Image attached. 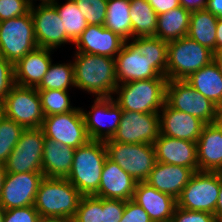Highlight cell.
I'll list each match as a JSON object with an SVG mask.
<instances>
[{
    "label": "cell",
    "mask_w": 222,
    "mask_h": 222,
    "mask_svg": "<svg viewBox=\"0 0 222 222\" xmlns=\"http://www.w3.org/2000/svg\"><path fill=\"white\" fill-rule=\"evenodd\" d=\"M88 25H103L107 0H74Z\"/></svg>",
    "instance_id": "obj_38"
},
{
    "label": "cell",
    "mask_w": 222,
    "mask_h": 222,
    "mask_svg": "<svg viewBox=\"0 0 222 222\" xmlns=\"http://www.w3.org/2000/svg\"><path fill=\"white\" fill-rule=\"evenodd\" d=\"M82 196L66 178L44 177L33 206L40 216L74 218Z\"/></svg>",
    "instance_id": "obj_4"
},
{
    "label": "cell",
    "mask_w": 222,
    "mask_h": 222,
    "mask_svg": "<svg viewBox=\"0 0 222 222\" xmlns=\"http://www.w3.org/2000/svg\"><path fill=\"white\" fill-rule=\"evenodd\" d=\"M165 102L171 108L193 115L205 124L217 122L218 107L186 80L167 81Z\"/></svg>",
    "instance_id": "obj_9"
},
{
    "label": "cell",
    "mask_w": 222,
    "mask_h": 222,
    "mask_svg": "<svg viewBox=\"0 0 222 222\" xmlns=\"http://www.w3.org/2000/svg\"><path fill=\"white\" fill-rule=\"evenodd\" d=\"M220 191V172L196 171L177 199V206L215 215Z\"/></svg>",
    "instance_id": "obj_8"
},
{
    "label": "cell",
    "mask_w": 222,
    "mask_h": 222,
    "mask_svg": "<svg viewBox=\"0 0 222 222\" xmlns=\"http://www.w3.org/2000/svg\"><path fill=\"white\" fill-rule=\"evenodd\" d=\"M75 88L95 98L112 97L118 86L115 58L89 53H74Z\"/></svg>",
    "instance_id": "obj_1"
},
{
    "label": "cell",
    "mask_w": 222,
    "mask_h": 222,
    "mask_svg": "<svg viewBox=\"0 0 222 222\" xmlns=\"http://www.w3.org/2000/svg\"><path fill=\"white\" fill-rule=\"evenodd\" d=\"M6 173L7 172H6L5 164L0 162V195L2 192V187H3Z\"/></svg>",
    "instance_id": "obj_52"
},
{
    "label": "cell",
    "mask_w": 222,
    "mask_h": 222,
    "mask_svg": "<svg viewBox=\"0 0 222 222\" xmlns=\"http://www.w3.org/2000/svg\"><path fill=\"white\" fill-rule=\"evenodd\" d=\"M125 40L103 25H88L73 43L74 53H89L115 58Z\"/></svg>",
    "instance_id": "obj_18"
},
{
    "label": "cell",
    "mask_w": 222,
    "mask_h": 222,
    "mask_svg": "<svg viewBox=\"0 0 222 222\" xmlns=\"http://www.w3.org/2000/svg\"><path fill=\"white\" fill-rule=\"evenodd\" d=\"M160 134L197 142L204 126L202 120L171 108L166 102L159 112Z\"/></svg>",
    "instance_id": "obj_19"
},
{
    "label": "cell",
    "mask_w": 222,
    "mask_h": 222,
    "mask_svg": "<svg viewBox=\"0 0 222 222\" xmlns=\"http://www.w3.org/2000/svg\"><path fill=\"white\" fill-rule=\"evenodd\" d=\"M153 10L159 15L180 6L179 0H147Z\"/></svg>",
    "instance_id": "obj_45"
},
{
    "label": "cell",
    "mask_w": 222,
    "mask_h": 222,
    "mask_svg": "<svg viewBox=\"0 0 222 222\" xmlns=\"http://www.w3.org/2000/svg\"><path fill=\"white\" fill-rule=\"evenodd\" d=\"M156 161L199 171L196 142L159 134L154 142Z\"/></svg>",
    "instance_id": "obj_21"
},
{
    "label": "cell",
    "mask_w": 222,
    "mask_h": 222,
    "mask_svg": "<svg viewBox=\"0 0 222 222\" xmlns=\"http://www.w3.org/2000/svg\"><path fill=\"white\" fill-rule=\"evenodd\" d=\"M90 110L81 107L86 130L90 140L105 141L115 134L123 110L115 103L113 97H99L92 100Z\"/></svg>",
    "instance_id": "obj_14"
},
{
    "label": "cell",
    "mask_w": 222,
    "mask_h": 222,
    "mask_svg": "<svg viewBox=\"0 0 222 222\" xmlns=\"http://www.w3.org/2000/svg\"><path fill=\"white\" fill-rule=\"evenodd\" d=\"M39 212L33 205L5 210L3 222H38Z\"/></svg>",
    "instance_id": "obj_42"
},
{
    "label": "cell",
    "mask_w": 222,
    "mask_h": 222,
    "mask_svg": "<svg viewBox=\"0 0 222 222\" xmlns=\"http://www.w3.org/2000/svg\"><path fill=\"white\" fill-rule=\"evenodd\" d=\"M45 136L41 128L25 129L5 164L7 173L42 172Z\"/></svg>",
    "instance_id": "obj_12"
},
{
    "label": "cell",
    "mask_w": 222,
    "mask_h": 222,
    "mask_svg": "<svg viewBox=\"0 0 222 222\" xmlns=\"http://www.w3.org/2000/svg\"><path fill=\"white\" fill-rule=\"evenodd\" d=\"M133 201L148 213L153 222H170L177 207V200L158 191L148 183L137 182Z\"/></svg>",
    "instance_id": "obj_22"
},
{
    "label": "cell",
    "mask_w": 222,
    "mask_h": 222,
    "mask_svg": "<svg viewBox=\"0 0 222 222\" xmlns=\"http://www.w3.org/2000/svg\"><path fill=\"white\" fill-rule=\"evenodd\" d=\"M75 88L74 67L72 61L67 63H53L49 65L43 80L36 88L38 91L42 90H62L69 91Z\"/></svg>",
    "instance_id": "obj_32"
},
{
    "label": "cell",
    "mask_w": 222,
    "mask_h": 222,
    "mask_svg": "<svg viewBox=\"0 0 222 222\" xmlns=\"http://www.w3.org/2000/svg\"><path fill=\"white\" fill-rule=\"evenodd\" d=\"M215 216L218 222H222V172H220V191L216 204Z\"/></svg>",
    "instance_id": "obj_48"
},
{
    "label": "cell",
    "mask_w": 222,
    "mask_h": 222,
    "mask_svg": "<svg viewBox=\"0 0 222 222\" xmlns=\"http://www.w3.org/2000/svg\"><path fill=\"white\" fill-rule=\"evenodd\" d=\"M38 222H75L71 217H44L40 216Z\"/></svg>",
    "instance_id": "obj_50"
},
{
    "label": "cell",
    "mask_w": 222,
    "mask_h": 222,
    "mask_svg": "<svg viewBox=\"0 0 222 222\" xmlns=\"http://www.w3.org/2000/svg\"><path fill=\"white\" fill-rule=\"evenodd\" d=\"M38 47L31 12L0 21V56L15 64Z\"/></svg>",
    "instance_id": "obj_7"
},
{
    "label": "cell",
    "mask_w": 222,
    "mask_h": 222,
    "mask_svg": "<svg viewBox=\"0 0 222 222\" xmlns=\"http://www.w3.org/2000/svg\"><path fill=\"white\" fill-rule=\"evenodd\" d=\"M167 81L161 76L118 84L112 97L122 110L159 113L165 104Z\"/></svg>",
    "instance_id": "obj_3"
},
{
    "label": "cell",
    "mask_w": 222,
    "mask_h": 222,
    "mask_svg": "<svg viewBox=\"0 0 222 222\" xmlns=\"http://www.w3.org/2000/svg\"><path fill=\"white\" fill-rule=\"evenodd\" d=\"M43 178L42 172L6 173L0 195V206L9 210L34 205Z\"/></svg>",
    "instance_id": "obj_16"
},
{
    "label": "cell",
    "mask_w": 222,
    "mask_h": 222,
    "mask_svg": "<svg viewBox=\"0 0 222 222\" xmlns=\"http://www.w3.org/2000/svg\"><path fill=\"white\" fill-rule=\"evenodd\" d=\"M218 17L206 9L192 11L187 36L216 53Z\"/></svg>",
    "instance_id": "obj_29"
},
{
    "label": "cell",
    "mask_w": 222,
    "mask_h": 222,
    "mask_svg": "<svg viewBox=\"0 0 222 222\" xmlns=\"http://www.w3.org/2000/svg\"><path fill=\"white\" fill-rule=\"evenodd\" d=\"M132 39L155 36L158 14L147 0H130Z\"/></svg>",
    "instance_id": "obj_31"
},
{
    "label": "cell",
    "mask_w": 222,
    "mask_h": 222,
    "mask_svg": "<svg viewBox=\"0 0 222 222\" xmlns=\"http://www.w3.org/2000/svg\"><path fill=\"white\" fill-rule=\"evenodd\" d=\"M27 0H0V21L21 17L30 12Z\"/></svg>",
    "instance_id": "obj_39"
},
{
    "label": "cell",
    "mask_w": 222,
    "mask_h": 222,
    "mask_svg": "<svg viewBox=\"0 0 222 222\" xmlns=\"http://www.w3.org/2000/svg\"><path fill=\"white\" fill-rule=\"evenodd\" d=\"M58 1L53 0L51 4L62 19L66 36L74 43L88 27V23L74 0H66L62 5Z\"/></svg>",
    "instance_id": "obj_34"
},
{
    "label": "cell",
    "mask_w": 222,
    "mask_h": 222,
    "mask_svg": "<svg viewBox=\"0 0 222 222\" xmlns=\"http://www.w3.org/2000/svg\"><path fill=\"white\" fill-rule=\"evenodd\" d=\"M196 148L199 171L222 172V127L217 122L204 126Z\"/></svg>",
    "instance_id": "obj_24"
},
{
    "label": "cell",
    "mask_w": 222,
    "mask_h": 222,
    "mask_svg": "<svg viewBox=\"0 0 222 222\" xmlns=\"http://www.w3.org/2000/svg\"><path fill=\"white\" fill-rule=\"evenodd\" d=\"M216 31V52H220L222 51V18H218Z\"/></svg>",
    "instance_id": "obj_49"
},
{
    "label": "cell",
    "mask_w": 222,
    "mask_h": 222,
    "mask_svg": "<svg viewBox=\"0 0 222 222\" xmlns=\"http://www.w3.org/2000/svg\"><path fill=\"white\" fill-rule=\"evenodd\" d=\"M103 26L118 34L125 41L132 39L130 0H107Z\"/></svg>",
    "instance_id": "obj_30"
},
{
    "label": "cell",
    "mask_w": 222,
    "mask_h": 222,
    "mask_svg": "<svg viewBox=\"0 0 222 222\" xmlns=\"http://www.w3.org/2000/svg\"><path fill=\"white\" fill-rule=\"evenodd\" d=\"M185 80L218 108L222 106V76L213 61Z\"/></svg>",
    "instance_id": "obj_27"
},
{
    "label": "cell",
    "mask_w": 222,
    "mask_h": 222,
    "mask_svg": "<svg viewBox=\"0 0 222 222\" xmlns=\"http://www.w3.org/2000/svg\"><path fill=\"white\" fill-rule=\"evenodd\" d=\"M205 9L218 18H222V0H207Z\"/></svg>",
    "instance_id": "obj_47"
},
{
    "label": "cell",
    "mask_w": 222,
    "mask_h": 222,
    "mask_svg": "<svg viewBox=\"0 0 222 222\" xmlns=\"http://www.w3.org/2000/svg\"><path fill=\"white\" fill-rule=\"evenodd\" d=\"M38 93L44 116L67 113L76 108L71 103L69 91L42 90Z\"/></svg>",
    "instance_id": "obj_35"
},
{
    "label": "cell",
    "mask_w": 222,
    "mask_h": 222,
    "mask_svg": "<svg viewBox=\"0 0 222 222\" xmlns=\"http://www.w3.org/2000/svg\"><path fill=\"white\" fill-rule=\"evenodd\" d=\"M213 62L217 66L219 73L222 76V51L213 53Z\"/></svg>",
    "instance_id": "obj_51"
},
{
    "label": "cell",
    "mask_w": 222,
    "mask_h": 222,
    "mask_svg": "<svg viewBox=\"0 0 222 222\" xmlns=\"http://www.w3.org/2000/svg\"><path fill=\"white\" fill-rule=\"evenodd\" d=\"M217 123L222 127V106L218 108Z\"/></svg>",
    "instance_id": "obj_53"
},
{
    "label": "cell",
    "mask_w": 222,
    "mask_h": 222,
    "mask_svg": "<svg viewBox=\"0 0 222 222\" xmlns=\"http://www.w3.org/2000/svg\"><path fill=\"white\" fill-rule=\"evenodd\" d=\"M131 41L139 48L140 54L152 62V67L161 76H166L168 42L156 36L137 37Z\"/></svg>",
    "instance_id": "obj_33"
},
{
    "label": "cell",
    "mask_w": 222,
    "mask_h": 222,
    "mask_svg": "<svg viewBox=\"0 0 222 222\" xmlns=\"http://www.w3.org/2000/svg\"><path fill=\"white\" fill-rule=\"evenodd\" d=\"M191 11L179 6L158 15L155 36L170 42L186 37L189 30Z\"/></svg>",
    "instance_id": "obj_28"
},
{
    "label": "cell",
    "mask_w": 222,
    "mask_h": 222,
    "mask_svg": "<svg viewBox=\"0 0 222 222\" xmlns=\"http://www.w3.org/2000/svg\"><path fill=\"white\" fill-rule=\"evenodd\" d=\"M4 214H5V209L2 206H0V222H3Z\"/></svg>",
    "instance_id": "obj_56"
},
{
    "label": "cell",
    "mask_w": 222,
    "mask_h": 222,
    "mask_svg": "<svg viewBox=\"0 0 222 222\" xmlns=\"http://www.w3.org/2000/svg\"><path fill=\"white\" fill-rule=\"evenodd\" d=\"M193 173L191 168L157 162L145 182L177 200Z\"/></svg>",
    "instance_id": "obj_25"
},
{
    "label": "cell",
    "mask_w": 222,
    "mask_h": 222,
    "mask_svg": "<svg viewBox=\"0 0 222 222\" xmlns=\"http://www.w3.org/2000/svg\"><path fill=\"white\" fill-rule=\"evenodd\" d=\"M31 5L36 4V1H39V4L42 3H51L53 0H27Z\"/></svg>",
    "instance_id": "obj_54"
},
{
    "label": "cell",
    "mask_w": 222,
    "mask_h": 222,
    "mask_svg": "<svg viewBox=\"0 0 222 222\" xmlns=\"http://www.w3.org/2000/svg\"><path fill=\"white\" fill-rule=\"evenodd\" d=\"M4 116L25 129L40 128L44 121L41 100L36 88L15 84L3 101Z\"/></svg>",
    "instance_id": "obj_10"
},
{
    "label": "cell",
    "mask_w": 222,
    "mask_h": 222,
    "mask_svg": "<svg viewBox=\"0 0 222 222\" xmlns=\"http://www.w3.org/2000/svg\"><path fill=\"white\" fill-rule=\"evenodd\" d=\"M104 141L89 140L75 149L72 168L66 179L83 195L98 192L101 173L107 158Z\"/></svg>",
    "instance_id": "obj_2"
},
{
    "label": "cell",
    "mask_w": 222,
    "mask_h": 222,
    "mask_svg": "<svg viewBox=\"0 0 222 222\" xmlns=\"http://www.w3.org/2000/svg\"><path fill=\"white\" fill-rule=\"evenodd\" d=\"M75 149L45 138L42 157L44 177L66 178L71 171Z\"/></svg>",
    "instance_id": "obj_26"
},
{
    "label": "cell",
    "mask_w": 222,
    "mask_h": 222,
    "mask_svg": "<svg viewBox=\"0 0 222 222\" xmlns=\"http://www.w3.org/2000/svg\"><path fill=\"white\" fill-rule=\"evenodd\" d=\"M120 222H153L148 213L135 201H125V209Z\"/></svg>",
    "instance_id": "obj_43"
},
{
    "label": "cell",
    "mask_w": 222,
    "mask_h": 222,
    "mask_svg": "<svg viewBox=\"0 0 222 222\" xmlns=\"http://www.w3.org/2000/svg\"><path fill=\"white\" fill-rule=\"evenodd\" d=\"M136 180L108 157L105 160L98 192L94 195L105 199H133Z\"/></svg>",
    "instance_id": "obj_20"
},
{
    "label": "cell",
    "mask_w": 222,
    "mask_h": 222,
    "mask_svg": "<svg viewBox=\"0 0 222 222\" xmlns=\"http://www.w3.org/2000/svg\"><path fill=\"white\" fill-rule=\"evenodd\" d=\"M125 201L103 198V222H120Z\"/></svg>",
    "instance_id": "obj_44"
},
{
    "label": "cell",
    "mask_w": 222,
    "mask_h": 222,
    "mask_svg": "<svg viewBox=\"0 0 222 222\" xmlns=\"http://www.w3.org/2000/svg\"><path fill=\"white\" fill-rule=\"evenodd\" d=\"M75 222H103V198L82 196L74 216Z\"/></svg>",
    "instance_id": "obj_37"
},
{
    "label": "cell",
    "mask_w": 222,
    "mask_h": 222,
    "mask_svg": "<svg viewBox=\"0 0 222 222\" xmlns=\"http://www.w3.org/2000/svg\"><path fill=\"white\" fill-rule=\"evenodd\" d=\"M14 85V64L0 56V102L5 100Z\"/></svg>",
    "instance_id": "obj_40"
},
{
    "label": "cell",
    "mask_w": 222,
    "mask_h": 222,
    "mask_svg": "<svg viewBox=\"0 0 222 222\" xmlns=\"http://www.w3.org/2000/svg\"><path fill=\"white\" fill-rule=\"evenodd\" d=\"M159 134V113L123 110L119 126L110 140L126 144L153 145Z\"/></svg>",
    "instance_id": "obj_13"
},
{
    "label": "cell",
    "mask_w": 222,
    "mask_h": 222,
    "mask_svg": "<svg viewBox=\"0 0 222 222\" xmlns=\"http://www.w3.org/2000/svg\"><path fill=\"white\" fill-rule=\"evenodd\" d=\"M30 12L38 47L56 51L65 44H73L66 36L62 19L51 3L33 4Z\"/></svg>",
    "instance_id": "obj_15"
},
{
    "label": "cell",
    "mask_w": 222,
    "mask_h": 222,
    "mask_svg": "<svg viewBox=\"0 0 222 222\" xmlns=\"http://www.w3.org/2000/svg\"><path fill=\"white\" fill-rule=\"evenodd\" d=\"M52 52V49L37 47L18 60L14 64L15 84L37 88L53 61Z\"/></svg>",
    "instance_id": "obj_23"
},
{
    "label": "cell",
    "mask_w": 222,
    "mask_h": 222,
    "mask_svg": "<svg viewBox=\"0 0 222 222\" xmlns=\"http://www.w3.org/2000/svg\"><path fill=\"white\" fill-rule=\"evenodd\" d=\"M25 128L17 122L3 117L0 120V162L5 163L11 152L15 149L19 138Z\"/></svg>",
    "instance_id": "obj_36"
},
{
    "label": "cell",
    "mask_w": 222,
    "mask_h": 222,
    "mask_svg": "<svg viewBox=\"0 0 222 222\" xmlns=\"http://www.w3.org/2000/svg\"><path fill=\"white\" fill-rule=\"evenodd\" d=\"M40 128L45 138L61 142L74 149L90 140L81 107L78 106L67 113L45 116Z\"/></svg>",
    "instance_id": "obj_11"
},
{
    "label": "cell",
    "mask_w": 222,
    "mask_h": 222,
    "mask_svg": "<svg viewBox=\"0 0 222 222\" xmlns=\"http://www.w3.org/2000/svg\"><path fill=\"white\" fill-rule=\"evenodd\" d=\"M170 222H218L216 216L205 211H190L178 206Z\"/></svg>",
    "instance_id": "obj_41"
},
{
    "label": "cell",
    "mask_w": 222,
    "mask_h": 222,
    "mask_svg": "<svg viewBox=\"0 0 222 222\" xmlns=\"http://www.w3.org/2000/svg\"><path fill=\"white\" fill-rule=\"evenodd\" d=\"M180 6H183L189 11L205 9L207 0H179Z\"/></svg>",
    "instance_id": "obj_46"
},
{
    "label": "cell",
    "mask_w": 222,
    "mask_h": 222,
    "mask_svg": "<svg viewBox=\"0 0 222 222\" xmlns=\"http://www.w3.org/2000/svg\"><path fill=\"white\" fill-rule=\"evenodd\" d=\"M4 117V106L3 102H0V120Z\"/></svg>",
    "instance_id": "obj_55"
},
{
    "label": "cell",
    "mask_w": 222,
    "mask_h": 222,
    "mask_svg": "<svg viewBox=\"0 0 222 222\" xmlns=\"http://www.w3.org/2000/svg\"><path fill=\"white\" fill-rule=\"evenodd\" d=\"M213 61V52L188 36L168 42L166 78L185 80Z\"/></svg>",
    "instance_id": "obj_5"
},
{
    "label": "cell",
    "mask_w": 222,
    "mask_h": 222,
    "mask_svg": "<svg viewBox=\"0 0 222 222\" xmlns=\"http://www.w3.org/2000/svg\"><path fill=\"white\" fill-rule=\"evenodd\" d=\"M115 66L118 84L161 77L152 67V62L140 54L139 48L131 40L124 42L115 57Z\"/></svg>",
    "instance_id": "obj_17"
},
{
    "label": "cell",
    "mask_w": 222,
    "mask_h": 222,
    "mask_svg": "<svg viewBox=\"0 0 222 222\" xmlns=\"http://www.w3.org/2000/svg\"><path fill=\"white\" fill-rule=\"evenodd\" d=\"M107 156L136 182H144L157 163L155 147L151 144H126L105 140Z\"/></svg>",
    "instance_id": "obj_6"
}]
</instances>
